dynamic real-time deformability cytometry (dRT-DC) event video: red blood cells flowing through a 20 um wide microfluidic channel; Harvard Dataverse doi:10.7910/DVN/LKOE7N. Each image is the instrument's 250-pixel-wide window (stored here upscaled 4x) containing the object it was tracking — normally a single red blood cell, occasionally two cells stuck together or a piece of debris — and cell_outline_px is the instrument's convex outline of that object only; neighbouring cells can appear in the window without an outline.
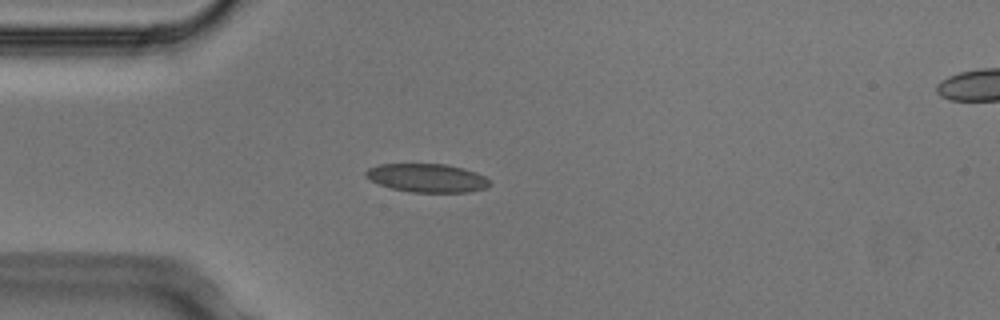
{"species": "Egyptian fruit bat (a non-hibernating species)", "species_latin": "Rousettus aegyptiacus", "temperature_condition": "cold", "stored_images_in_passage": 1, "camera_frame_rate_fps": 3000, "um_per_image_px": 0.085, "animal": {"sex": "male"}, "frame": {"image": 1, "passage_image": 1, "time_ms": 0.0, "image_size_px": [1000, 320], "cell_outline_px": [[492, 184], [484, 188], [468, 192], [412, 192], [392, 188], [380, 184], [364, 176], [364, 172], [368, 168], [380, 164], [444, 164], [464, 168], [476, 172], [492, 180]], "centroid_in_image_um": [36.33, 15.12], "position_along_channel_um": 48.7, "area_um2": 20.58}}